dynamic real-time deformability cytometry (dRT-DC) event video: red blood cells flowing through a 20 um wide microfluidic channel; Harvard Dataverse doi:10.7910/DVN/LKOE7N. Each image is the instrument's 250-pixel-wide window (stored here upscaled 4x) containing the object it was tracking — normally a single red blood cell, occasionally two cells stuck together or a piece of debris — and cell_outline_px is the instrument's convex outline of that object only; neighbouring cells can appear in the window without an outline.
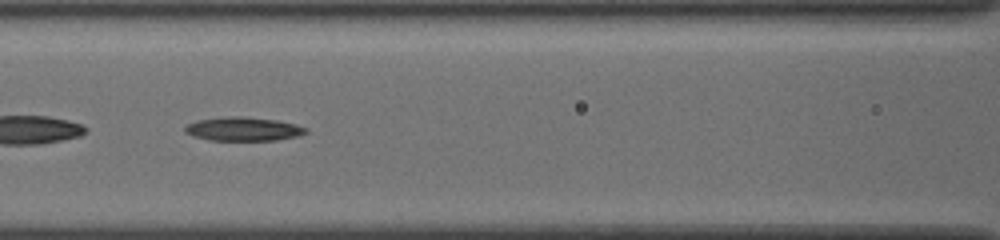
{"species": "common noctule bat (a hibernating species)", "species_latin": "Nyctalus noctula", "temperature_condition": "cold", "stored_images_in_passage": 55, "segment_of_instrument_passage": [2, 2], "camera_frame_rate_fps": 3000, "um_per_image_px": 0.085, "animal": {"sex": "female", "body_mass_g": 19.5, "forearm_length_mm": 54.1}, "frame": {"image": 1, "passage_image": 26, "time_ms": 8.333, "image_size_px": [1000, 240], "cell_outline_px": [[308, 132], [296, 136], [276, 140], [212, 140], [192, 136], [184, 132], [184, 128], [188, 124], [196, 120], [228, 116], [244, 116], [276, 120], [296, 124], [308, 128]], "centroid_in_image_um": [20.67, 10.96], "position_along_channel_um": 145.9, "area_um2": 16.76}}
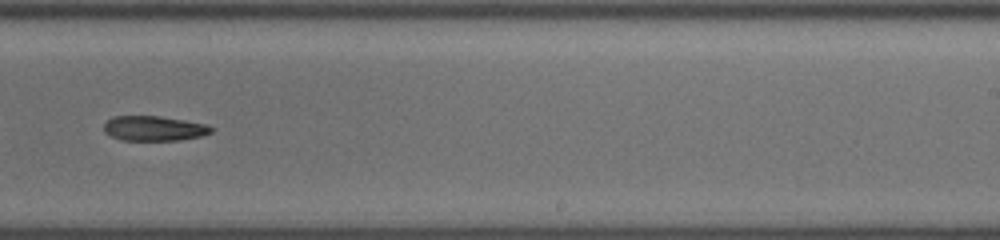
{"frame": {"image": 2, "passage_image": 36, "time_ms": 11.667, "image_size_px": [1000, 240], "cell_outline_px": [[216, 128], [212, 132], [200, 136], [180, 140], [120, 140], [104, 132], [104, 124], [112, 116], [160, 116], [208, 124]], "centroid_in_image_um": [13.12, 10.91], "position_along_channel_um": 275.9, "area_um2": 15.66}}
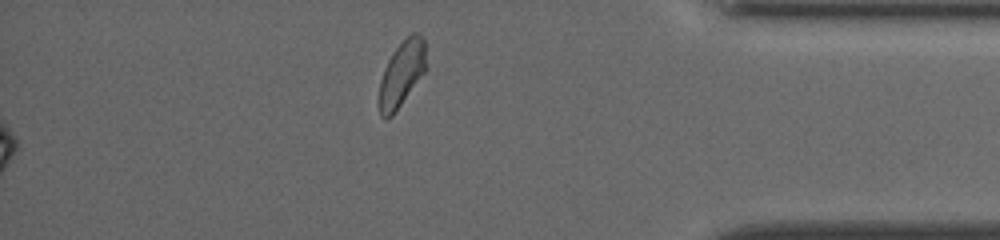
{"frame": {"image": 3, "passage_image": 55, "time_ms": 18.0, "image_size_px": [1000, 240], "cell_outline_px": [[428, 68], [392, 116], [388, 120], [384, 120], [380, 116], [380, 80], [384, 68], [392, 52], [412, 32], [416, 32], [424, 40]], "centroid_in_image_um": [34.17, 6.27], "position_along_channel_um": 401.0, "area_um2": 17.98}}